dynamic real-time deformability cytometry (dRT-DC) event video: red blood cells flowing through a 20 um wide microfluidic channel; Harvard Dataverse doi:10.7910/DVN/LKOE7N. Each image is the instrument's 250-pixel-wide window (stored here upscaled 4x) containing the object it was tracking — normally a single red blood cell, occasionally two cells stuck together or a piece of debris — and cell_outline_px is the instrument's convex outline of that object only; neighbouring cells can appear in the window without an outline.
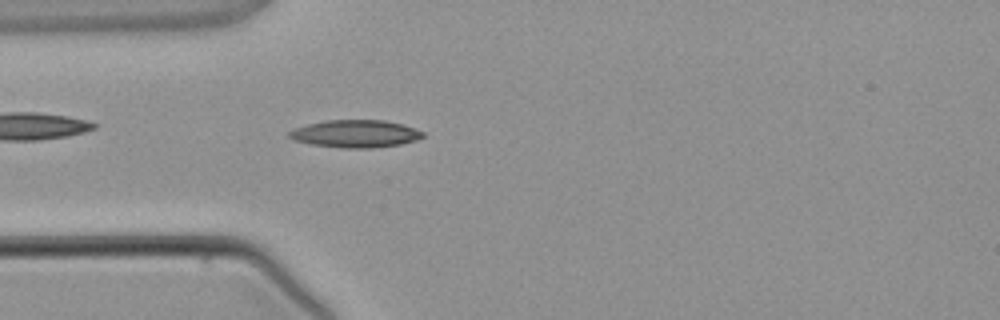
{"species": "common noctule bat (a hibernating species)", "species_latin": "Nyctalus noctula", "temperature_condition": "warm", "stored_images_in_passage": 4, "camera_frame_rate_fps": 3000, "um_per_image_px": 0.085, "animal": {"sex": "male", "body_mass_g": 21.5, "forearm_length_mm": 52.0}, "frame": {"image": 1, "passage_image": 4, "time_ms": 3.667, "image_size_px": [1000, 320], "cell_outline_px": [[424, 136], [416, 140], [400, 144], [372, 148], [340, 148], [312, 144], [296, 140], [288, 136], [288, 132], [296, 128], [308, 124], [328, 120], [384, 120], [400, 124], [424, 132]], "centroid_in_image_um": [30.21, 11.37], "position_along_channel_um": 54.8, "area_um2": 21.15}}